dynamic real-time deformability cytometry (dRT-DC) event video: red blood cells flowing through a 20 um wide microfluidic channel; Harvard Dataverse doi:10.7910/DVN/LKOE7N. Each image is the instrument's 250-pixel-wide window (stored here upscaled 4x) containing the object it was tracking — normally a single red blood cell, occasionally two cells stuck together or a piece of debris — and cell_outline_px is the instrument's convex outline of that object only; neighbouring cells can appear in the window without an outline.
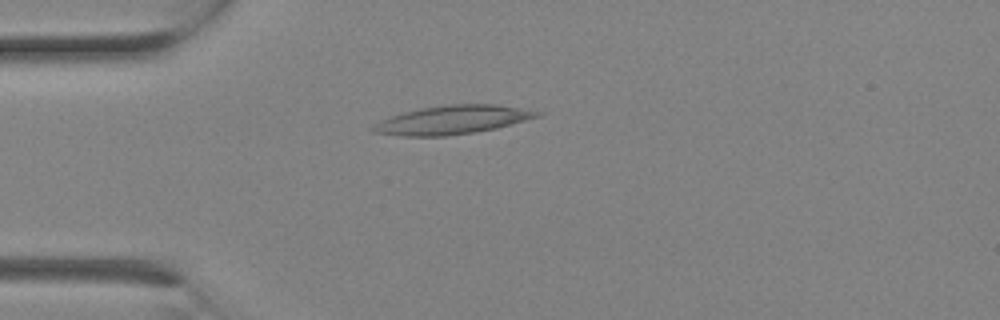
{"species": "Egyptian fruit bat (a non-hibernating species)", "species_latin": "Rousettus aegyptiacus", "temperature_condition": "room temperature", "stored_images_in_passage": 3, "camera_frame_rate_fps": 3000, "um_per_image_px": 0.085, "animal": {"sex": "female"}, "frame": {"image": 1, "passage_image": 3, "time_ms": 0.667, "image_size_px": [1000, 320], "cell_outline_px": [[544, 112], [540, 116], [496, 128], [476, 132], [448, 136], [404, 136], [372, 132], [368, 128], [392, 116], [404, 112], [420, 108], [452, 104], [496, 104]], "centroid_in_image_um": [38.47, 10.19], "position_along_channel_um": 46.5, "area_um2": 27.17}}